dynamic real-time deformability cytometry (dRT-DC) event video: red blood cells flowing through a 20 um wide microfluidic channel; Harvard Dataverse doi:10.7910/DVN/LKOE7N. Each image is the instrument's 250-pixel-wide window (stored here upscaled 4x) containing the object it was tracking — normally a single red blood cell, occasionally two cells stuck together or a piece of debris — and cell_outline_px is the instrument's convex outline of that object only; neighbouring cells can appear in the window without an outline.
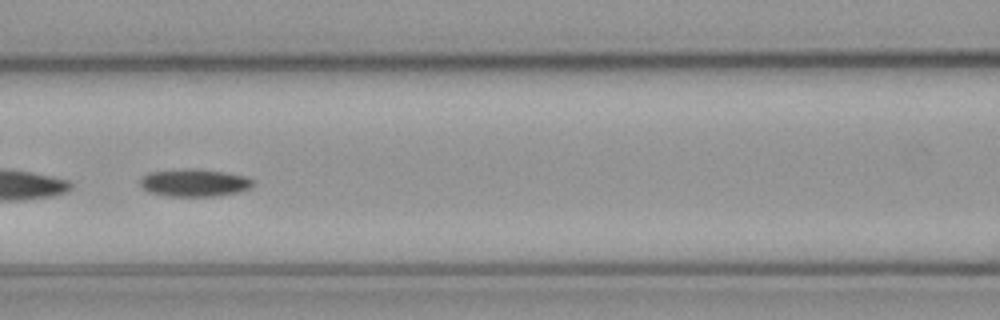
{"species": "common noctule bat (a hibernating species)", "species_latin": "Nyctalus noctula", "temperature_condition": "cold", "stored_images_in_passage": 47, "camera_frame_rate_fps": 3000, "um_per_image_px": 0.085, "animal": {"sex": "male", "body_mass_g": 23.1, "forearm_length_mm": 52.7}, "frame": {"image": 1, "passage_image": 15, "time_ms": 4.667, "image_size_px": [1000, 320], "cell_outline_px": [[256, 184], [252, 188], [240, 192], [216, 196], [168, 196], [148, 192], [140, 184], [140, 180], [148, 172], [188, 168], [196, 168], [224, 172], [244, 176], [252, 180]], "centroid_in_image_um": [16.55, 15.53], "position_along_channel_um": 150.0, "area_um2": 18.26}}
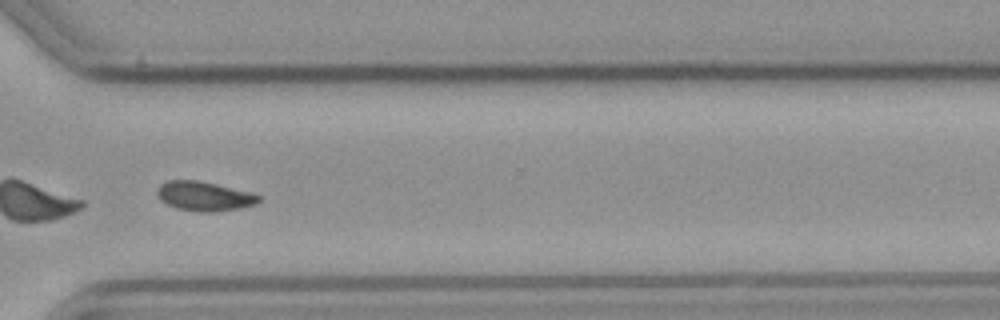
{"frame": {"image": 2, "passage_image": 32, "time_ms": 10.333, "image_size_px": [1000, 320], "cell_outline_px": [[260, 200], [256, 204], [240, 208], [212, 212], [196, 212], [176, 208], [160, 200], [156, 192], [156, 188], [160, 184], [168, 180], [196, 180], [216, 184], [252, 192], [260, 196]], "centroid_in_image_um": [17.34, 16.67], "position_along_channel_um": 353.3, "area_um2": 17.51}}